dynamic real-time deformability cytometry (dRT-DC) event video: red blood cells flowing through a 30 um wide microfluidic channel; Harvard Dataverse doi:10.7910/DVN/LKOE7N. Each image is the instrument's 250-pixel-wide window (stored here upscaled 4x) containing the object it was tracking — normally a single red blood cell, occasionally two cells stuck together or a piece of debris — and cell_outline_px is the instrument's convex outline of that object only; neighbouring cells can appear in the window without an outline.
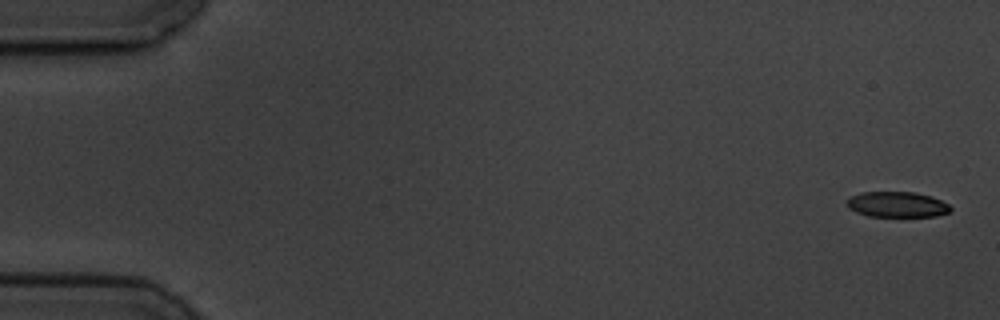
{"species": "common noctule bat (a hibernating species)", "species_latin": "Nyctalus noctula", "temperature_condition": "cold", "stored_images_in_passage": 4, "camera_frame_rate_fps": 3000, "um_per_image_px": 0.085, "animal": {"sex": "male", "body_mass_g": 19.5, "forearm_length_mm": 54.6}, "frame": {"image": 1, "passage_image": 1, "time_ms": 0.0, "image_size_px": [1000, 320], "cell_outline_px": [[952, 208], [948, 212], [936, 216], [868, 216], [856, 212], [848, 208], [848, 200], [852, 196], [860, 192], [916, 192], [932, 196], [948, 204]], "centroid_in_image_um": [76.26, 17.37], "position_along_channel_um": 8.7, "area_um2": 15.32}}